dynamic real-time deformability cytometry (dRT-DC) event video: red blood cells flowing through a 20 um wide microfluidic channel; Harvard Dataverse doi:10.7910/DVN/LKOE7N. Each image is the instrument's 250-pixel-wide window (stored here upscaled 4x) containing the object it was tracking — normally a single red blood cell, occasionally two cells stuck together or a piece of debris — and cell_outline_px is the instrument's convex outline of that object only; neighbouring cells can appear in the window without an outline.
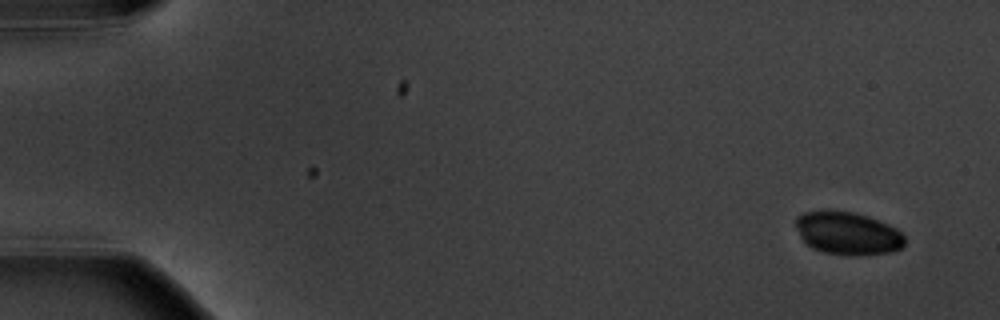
{"species": "common noctule bat (a hibernating species)", "species_latin": "Nyctalus noctula", "temperature_condition": "warm", "stored_images_in_passage": 4, "camera_frame_rate_fps": 3000, "um_per_image_px": 0.085, "animal": {"sex": "male", "body_mass_g": 20.1, "forearm_length_mm": 53.5}, "frame": {"image": 1, "passage_image": 1, "time_ms": 0.0, "image_size_px": [1000, 320], "cell_outline_px": [[904, 244], [900, 248], [892, 252], [852, 256], [824, 252], [812, 248], [800, 236], [796, 228], [796, 216], [804, 212], [852, 212], [868, 216], [888, 224], [896, 228], [904, 236]], "centroid_in_image_um": [72.07, 19.85], "position_along_channel_um": 12.9, "area_um2": 26.82}}
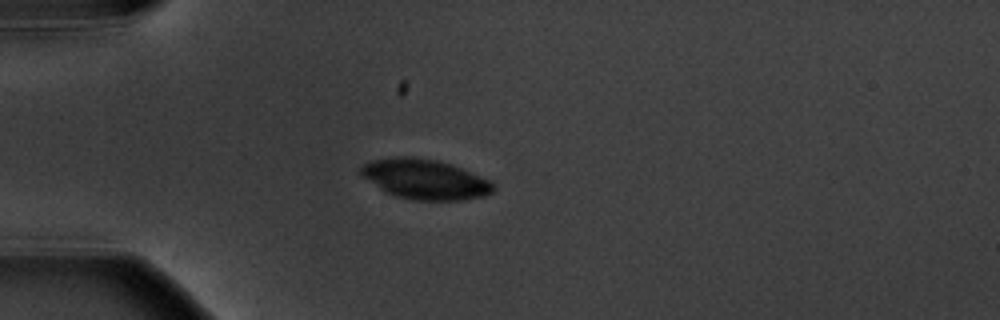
{"frame": {"image": 2, "passage_image": 4, "time_ms": 4.333, "image_size_px": [1000, 320], "cell_outline_px": [[496, 188], [492, 192], [484, 196], [464, 200], [416, 200], [396, 196], [380, 188], [360, 176], [356, 172], [364, 164], [372, 160], [400, 156], [412, 156], [436, 160], [460, 168], [492, 180]], "centroid_in_image_um": [36.12, 15.23], "position_along_channel_um": 48.9, "area_um2": 30.87}}